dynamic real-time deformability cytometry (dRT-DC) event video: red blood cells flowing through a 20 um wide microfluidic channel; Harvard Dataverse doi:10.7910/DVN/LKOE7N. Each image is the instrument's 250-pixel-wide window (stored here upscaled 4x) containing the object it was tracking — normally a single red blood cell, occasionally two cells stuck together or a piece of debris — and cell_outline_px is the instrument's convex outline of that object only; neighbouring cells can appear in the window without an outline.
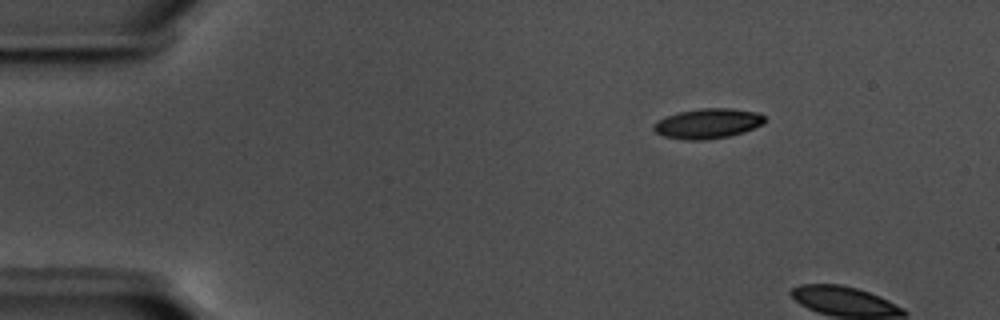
{"species": "common noctule bat (a hibernating species)", "species_latin": "Nyctalus noctula", "temperature_condition": "warm", "stored_images_in_passage": 4, "camera_frame_rate_fps": 3000, "um_per_image_px": 0.085, "animal": {"sex": "male", "body_mass_g": 17.5, "forearm_length_mm": 52.3}, "frame": {"image": 1, "passage_image": 1, "time_ms": 0.0, "image_size_px": [1000, 320], "cell_outline_px": [[764, 124], [744, 132], [728, 136], [704, 140], [688, 140], [664, 136], [656, 132], [652, 128], [652, 124], [656, 120], [680, 112], [700, 108], [732, 108], [760, 112], [764, 116]], "centroid_in_image_um": [60.17, 10.49], "position_along_channel_um": 24.8, "area_um2": 19.48}}